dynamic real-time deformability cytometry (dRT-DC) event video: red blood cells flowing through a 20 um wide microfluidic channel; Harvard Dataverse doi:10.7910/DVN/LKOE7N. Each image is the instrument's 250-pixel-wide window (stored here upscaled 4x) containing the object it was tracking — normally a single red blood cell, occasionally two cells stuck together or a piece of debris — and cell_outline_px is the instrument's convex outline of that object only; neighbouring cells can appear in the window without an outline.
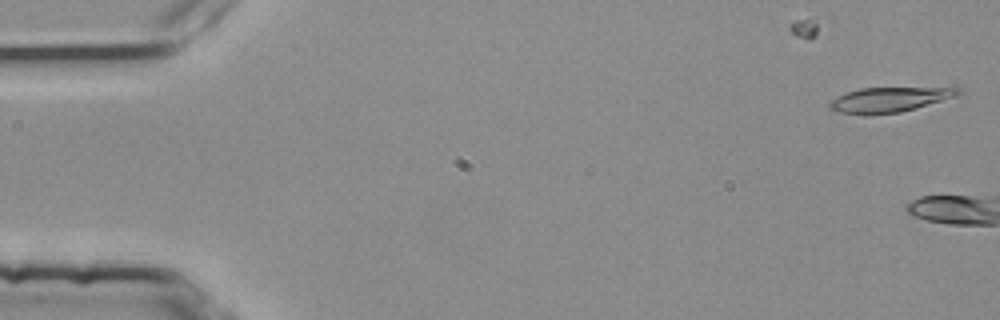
{"species": "common noctule bat (a hibernating species)", "species_latin": "Nyctalus noctula", "temperature_condition": "room temperature", "stored_images_in_passage": 4, "camera_frame_rate_fps": 3000, "um_per_image_px": 0.085, "animal": {"sex": "female", "body_mass_g": 25.1}, "frame": {"image": 1, "passage_image": 1, "time_ms": 0.0, "image_size_px": [1000, 320], "cell_outline_px": [[960, 92], [956, 96], [916, 108], [900, 112], [840, 112], [828, 108], [828, 104], [836, 96], [860, 88], [960, 88]], "centroid_in_image_um": [75.6, 8.43], "position_along_channel_um": 9.4, "area_um2": 17.69}}